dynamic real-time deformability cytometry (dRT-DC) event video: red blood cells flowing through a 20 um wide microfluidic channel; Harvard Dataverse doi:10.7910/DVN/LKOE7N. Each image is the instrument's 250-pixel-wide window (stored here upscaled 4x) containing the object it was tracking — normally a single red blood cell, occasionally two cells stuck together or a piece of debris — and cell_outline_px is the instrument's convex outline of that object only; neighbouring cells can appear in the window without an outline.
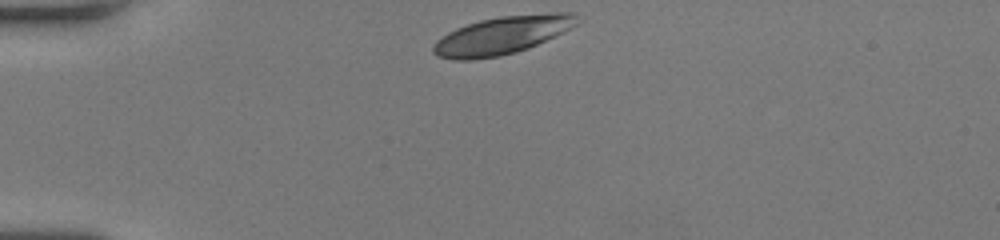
{"species": "human", "species_latin": "Homo sapiens", "temperature_condition": "room temperature", "stored_images_in_passage": 32, "camera_frame_rate_fps": 3000, "um_per_image_px": 0.085, "donor": {"sex": "female"}, "frame": {"image": 1, "passage_image": 1, "time_ms": 0.0, "image_size_px": [1000, 240], "cell_outline_px": [[584, 20], [580, 24], [564, 32], [528, 48], [516, 52], [500, 56], [472, 60], [456, 60], [436, 56], [432, 52], [432, 48], [436, 40], [448, 32], [456, 28], [480, 20], [500, 16], [552, 12], [576, 12]], "centroid_in_image_um": [42.76, 2.98], "position_along_channel_um": 42.2, "area_um2": 32.31}}
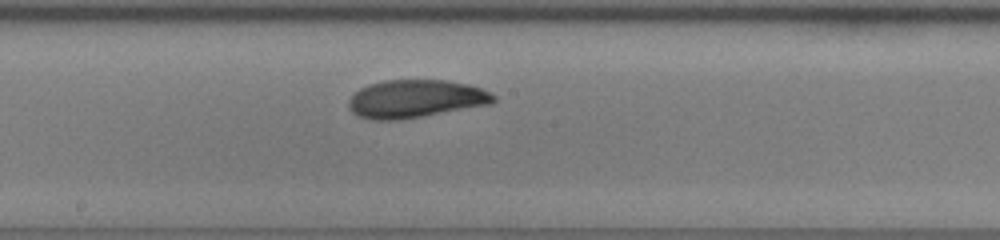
{"frame": {"image": 2, "passage_image": 17, "time_ms": 5.333, "image_size_px": [1000, 240], "cell_outline_px": [[496, 100], [492, 104], [400, 120], [368, 120], [356, 116], [348, 108], [348, 100], [360, 88], [368, 84], [384, 80], [448, 80], [468, 84], [480, 88], [496, 96]], "centroid_in_image_um": [35.29, 8.41], "position_along_channel_um": 212.9, "area_um2": 32.31}}
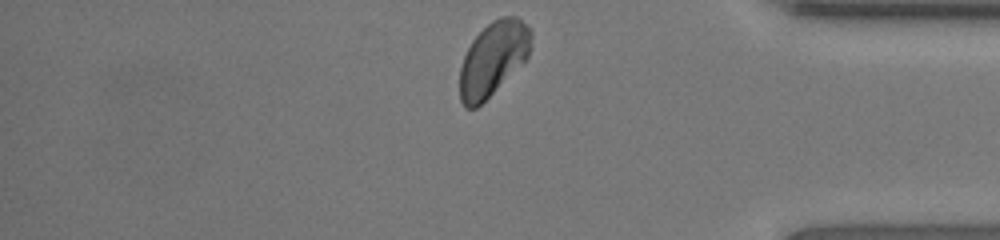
{"frame": {"image": 3, "passage_image": 32, "time_ms": 10.333, "image_size_px": [1000, 240], "cell_outline_px": [[532, 36], [528, 56], [476, 108], [464, 108], [460, 100], [460, 68], [464, 56], [472, 40], [492, 20], [500, 16], [516, 16], [528, 24], [532, 32]], "centroid_in_image_um": [41.9, 4.94], "position_along_channel_um": 393.3, "area_um2": 30.17}, "authors_computed_cell_mechanics": {"area_um2": 31.5588, "velocity_mm_per_s": 3.979, "shape_relaxation_time_tau1_ms": 3.7756, "shape_relaxation_time_tau2_ms": 1.0141, "deformation_change_tau1": 0.1455, "deformation_change_tau2": 0.0475}}